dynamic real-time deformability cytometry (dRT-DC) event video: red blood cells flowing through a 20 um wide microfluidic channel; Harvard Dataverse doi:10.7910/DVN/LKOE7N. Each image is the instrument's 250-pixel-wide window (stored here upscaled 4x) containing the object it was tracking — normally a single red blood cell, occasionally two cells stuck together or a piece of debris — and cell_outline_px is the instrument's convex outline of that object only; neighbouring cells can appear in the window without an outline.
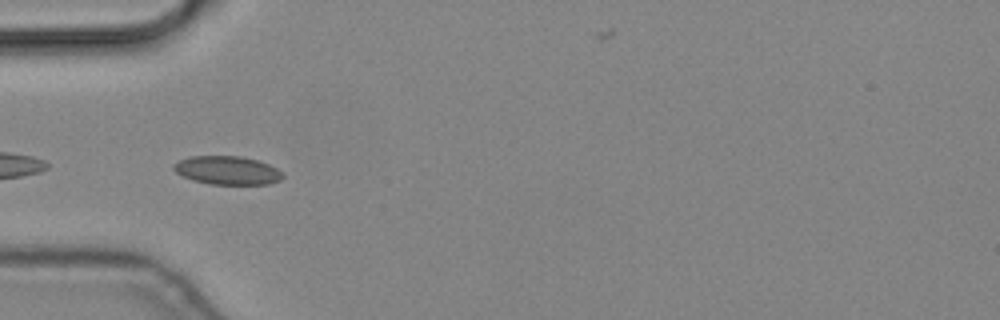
{"species": "common noctule bat (a hibernating species)", "species_latin": "Nyctalus noctula", "temperature_condition": "cold", "stored_images_in_passage": 10, "camera_frame_rate_fps": 3000, "um_per_image_px": 0.085, "animal": {"sex": "male", "body_mass_g": 19.2, "forearm_length_mm": 51.8}, "frame": {"image": 1, "passage_image": 3, "time_ms": 0.667, "image_size_px": [1000, 320], "cell_outline_px": [[284, 176], [280, 180], [268, 184], [212, 184], [192, 180], [176, 172], [172, 168], [172, 164], [180, 160], [192, 156], [240, 156], [256, 160], [268, 164], [276, 168]], "centroid_in_image_um": [19.3, 14.48], "position_along_channel_um": 65.7, "area_um2": 17.92}}
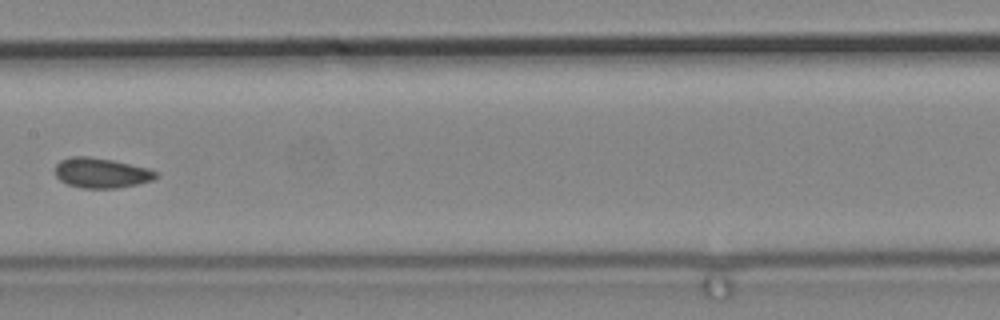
{"frame": {"image": 2, "passage_image": 6, "time_ms": 1.667, "image_size_px": [1000, 320], "cell_outline_px": [[160, 176], [152, 180], [136, 184], [116, 188], [80, 188], [68, 184], [60, 180], [56, 176], [56, 164], [60, 160], [68, 156], [88, 156], [112, 160], [148, 168], [156, 172]], "centroid_in_image_um": [8.59, 14.69], "position_along_channel_um": 198.8, "area_um2": 17.63}}
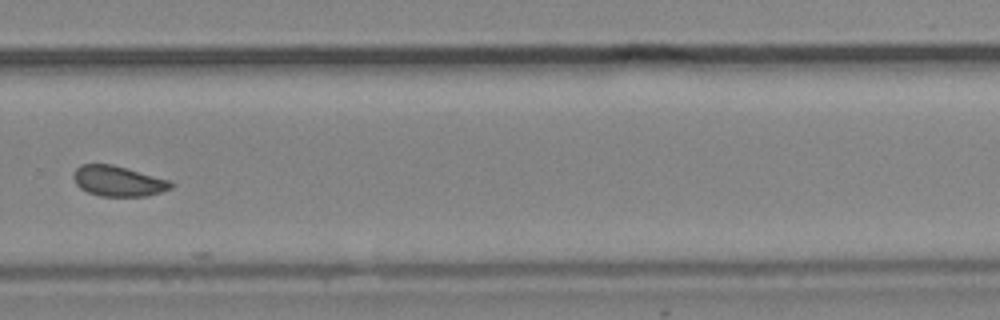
{"frame": {"image": 3, "passage_image": 9, "time_ms": 2.667, "image_size_px": [1000, 320], "cell_outline_px": [[172, 188], [148, 196], [100, 196], [88, 192], [80, 188], [76, 184], [72, 176], [76, 168], [80, 164], [112, 164], [172, 180]], "centroid_in_image_um": [10.05, 15.39], "position_along_channel_um": 319.8, "area_um2": 17.4}}